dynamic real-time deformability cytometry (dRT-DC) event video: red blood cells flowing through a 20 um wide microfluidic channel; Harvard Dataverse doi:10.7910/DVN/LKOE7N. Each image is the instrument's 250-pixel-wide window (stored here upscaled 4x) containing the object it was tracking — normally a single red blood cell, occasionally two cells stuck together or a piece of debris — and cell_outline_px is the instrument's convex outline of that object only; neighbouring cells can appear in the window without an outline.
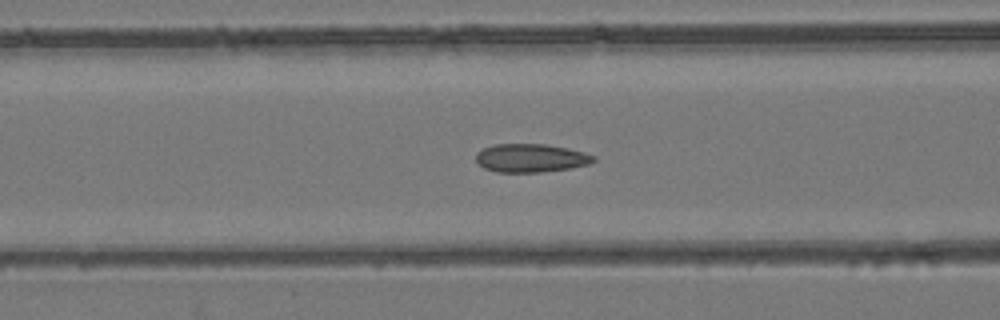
{"species": "common noctule bat (a hibernating species)", "species_latin": "Nyctalus noctula", "temperature_condition": "room temperature", "stored_images_in_passage": 55, "camera_frame_rate_fps": 3000, "um_per_image_px": 0.085, "animal": {"sex": "female", "body_mass_g": 24.6, "forearm_length_mm": 56.2}, "frame": {"image": 1, "passage_image": 23, "time_ms": 7.333, "image_size_px": [1000, 320], "cell_outline_px": [[596, 160], [588, 164], [572, 168], [540, 172], [496, 172], [484, 168], [476, 160], [476, 152], [484, 148], [496, 144], [544, 144], [568, 148], [584, 152], [596, 156]], "centroid_in_image_um": [45.14, 13.43], "position_along_channel_um": 121.5, "area_um2": 19.48}}
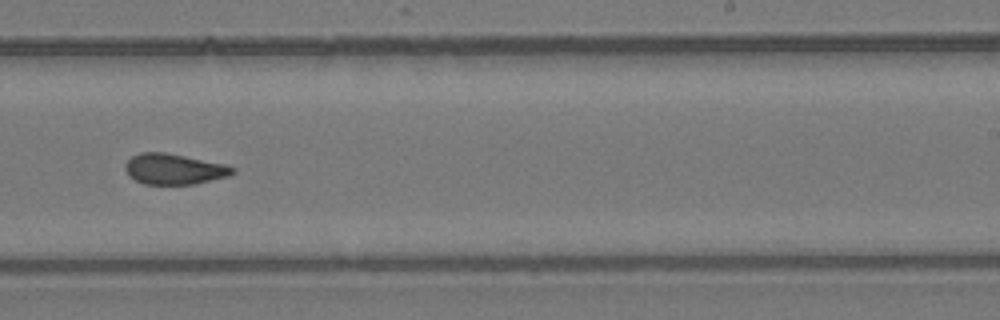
{"frame": {"image": 2, "passage_image": 35, "time_ms": 11.333, "image_size_px": [1000, 320], "cell_outline_px": [[236, 172], [228, 176], [196, 184], [144, 184], [128, 176], [124, 168], [124, 164], [132, 156], [140, 152], [164, 152], [224, 164], [236, 168]], "centroid_in_image_um": [14.78, 14.37], "position_along_channel_um": 274.2, "area_um2": 19.19}}
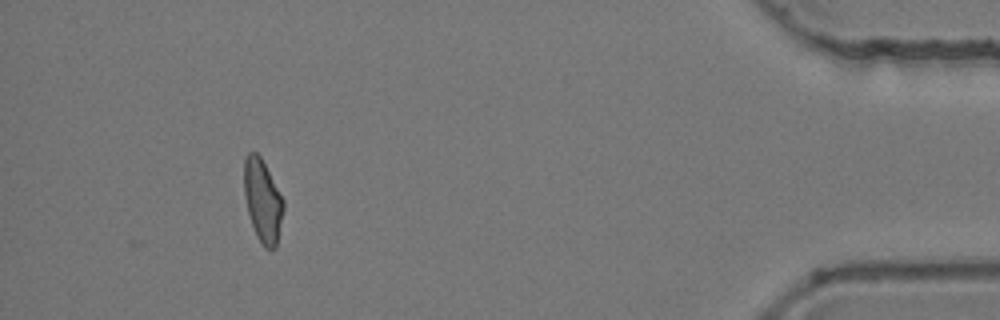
{"frame": {"image": 3, "passage_image": 51, "time_ms": 16.667, "image_size_px": [1000, 320], "cell_outline_px": [[284, 208], [276, 248], [264, 248], [256, 236], [248, 212], [244, 196], [244, 160], [248, 152], [256, 152], [260, 156], [284, 200]], "centroid_in_image_um": [22.32, 17.07], "position_along_channel_um": 412.9, "area_um2": 18.9}, "authors_computed_cell_mechanics": {"area_um2": 19.5364, "velocity_mm_per_s": 3.8241, "shape_relaxation_time_tau1_ms": null, "shape_relaxation_time_tau2_ms": 1.4811, "deformation_change_tau1": null, "deformation_change_tau2": 0.0727}}